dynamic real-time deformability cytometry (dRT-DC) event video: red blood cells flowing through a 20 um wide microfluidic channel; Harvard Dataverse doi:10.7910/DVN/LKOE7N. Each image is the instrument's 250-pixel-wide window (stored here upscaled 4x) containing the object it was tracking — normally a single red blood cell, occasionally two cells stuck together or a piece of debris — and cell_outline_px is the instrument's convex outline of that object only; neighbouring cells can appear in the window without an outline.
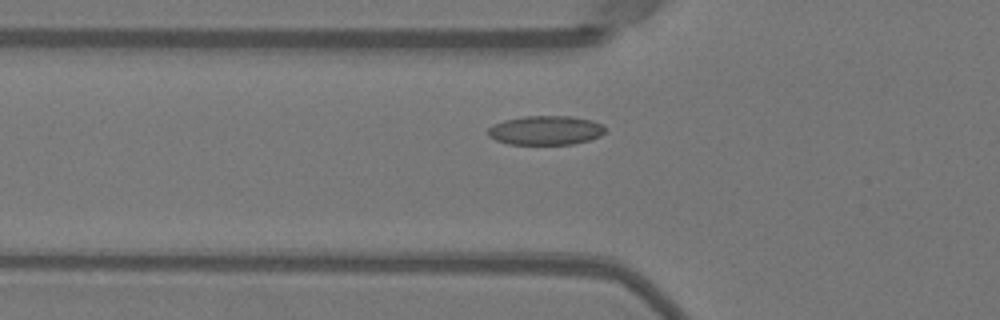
{"species": "Egyptian fruit bat (a non-hibernating species)", "species_latin": "Rousettus aegyptiacus", "temperature_condition": "warm", "stored_images_in_passage": 37, "camera_frame_rate_fps": 3000, "um_per_image_px": 0.085, "animal": {"sex": "female"}, "frame": {"image": 1, "passage_image": 3, "time_ms": 0.667, "image_size_px": [1000, 320], "cell_outline_px": [[604, 132], [600, 136], [588, 140], [572, 144], [508, 144], [496, 140], [488, 136], [488, 128], [492, 124], [504, 120], [524, 116], [572, 116], [592, 120], [604, 124]], "centroid_in_image_um": [46.37, 11.07], "position_along_channel_um": 79.4, "area_um2": 20.0}}
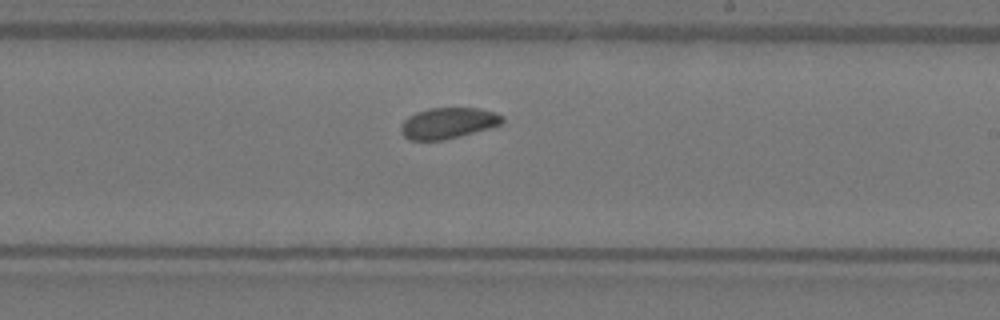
{"frame": {"image": 2, "passage_image": 16, "time_ms": 5.0, "image_size_px": [1000, 320], "cell_outline_px": [[504, 120], [500, 124], [488, 128], [440, 140], [408, 140], [400, 132], [400, 124], [408, 116], [416, 112], [428, 108], [480, 108], [504, 116]], "centroid_in_image_um": [38.02, 10.45], "position_along_channel_um": 251.0, "area_um2": 18.09}}
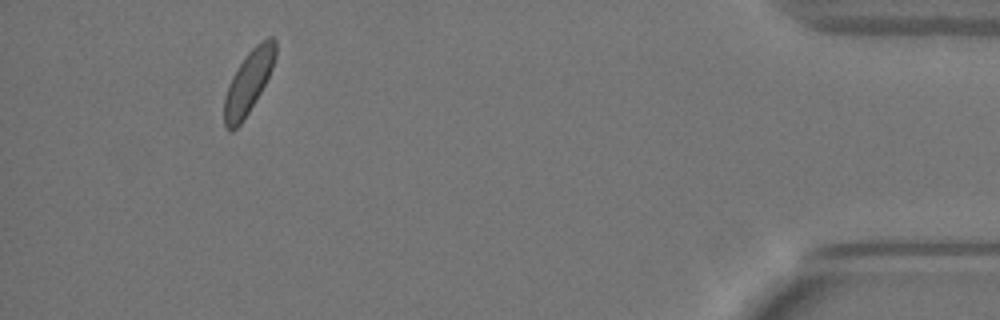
{"frame": {"image": 3, "passage_image": 33, "time_ms": 10.667, "image_size_px": [1000, 320], "cell_outline_px": [[276, 56], [272, 68], [260, 92], [248, 112], [240, 124], [232, 132], [224, 124], [224, 96], [228, 84], [232, 76], [248, 52], [256, 44], [268, 36], [272, 36], [276, 40]], "centroid_in_image_um": [21.12, 6.95], "position_along_channel_um": 414.1, "area_um2": 18.5}, "authors_computed_cell_mechanics": {"area_um2": 18.785, "velocity_mm_per_s": 3.943, "shape_relaxation_time_tau1_ms": 5.0003, "shape_relaxation_time_tau2_ms": 6.7971, "deformation_change_tau1": 0.0937, "deformation_change_tau2": 0.0985}}